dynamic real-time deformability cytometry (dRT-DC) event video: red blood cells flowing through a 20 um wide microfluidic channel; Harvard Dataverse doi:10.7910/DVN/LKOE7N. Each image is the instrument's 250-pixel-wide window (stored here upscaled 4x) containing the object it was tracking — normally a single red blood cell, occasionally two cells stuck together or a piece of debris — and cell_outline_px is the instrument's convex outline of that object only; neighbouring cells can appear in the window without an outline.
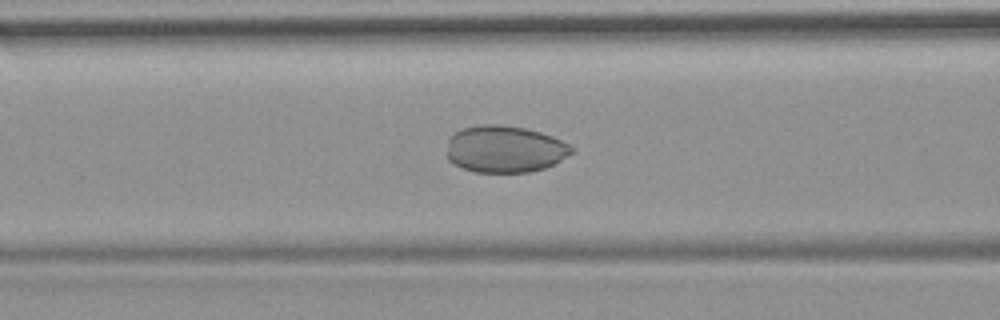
{"species": "common noctule bat (a hibernating species)", "species_latin": "Nyctalus noctula", "temperature_condition": "room temperature", "stored_images_in_passage": 28, "camera_frame_rate_fps": 3000, "um_per_image_px": 0.085, "animal": {"sex": "female", "body_mass_g": 19.9}, "frame": {"image": 1, "passage_image": 19, "time_ms": 6.0, "image_size_px": [1000, 320], "cell_outline_px": [[572, 152], [556, 164], [544, 168], [528, 172], [476, 172], [460, 168], [448, 160], [448, 140], [456, 132], [464, 128], [484, 124], [500, 124], [524, 128], [540, 132], [552, 136], [568, 144], [572, 148]], "centroid_in_image_um": [42.9, 12.68], "position_along_channel_um": 123.7, "area_um2": 33.99}}
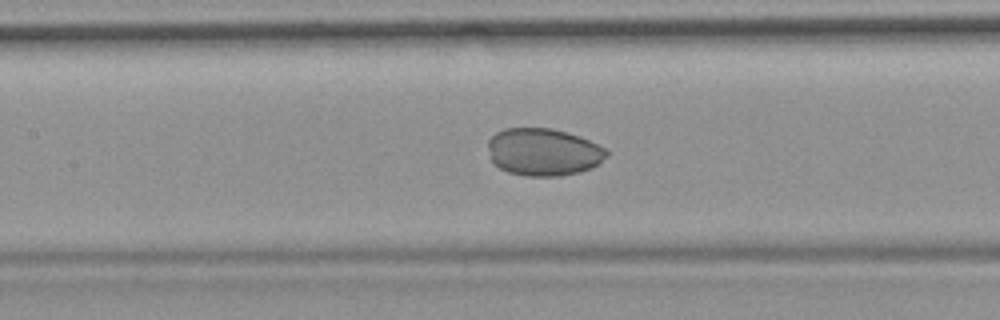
{"frame": {"image": 2, "passage_image": 22, "time_ms": 7.0, "image_size_px": [1000, 320], "cell_outline_px": [[608, 156], [592, 168], [580, 172], [560, 176], [524, 176], [508, 172], [500, 168], [492, 160], [488, 148], [488, 140], [496, 132], [504, 128], [552, 128], [568, 132], [580, 136], [604, 148], [608, 152]], "centroid_in_image_um": [46.19, 12.92], "position_along_channel_um": 161.2, "area_um2": 32.89}}
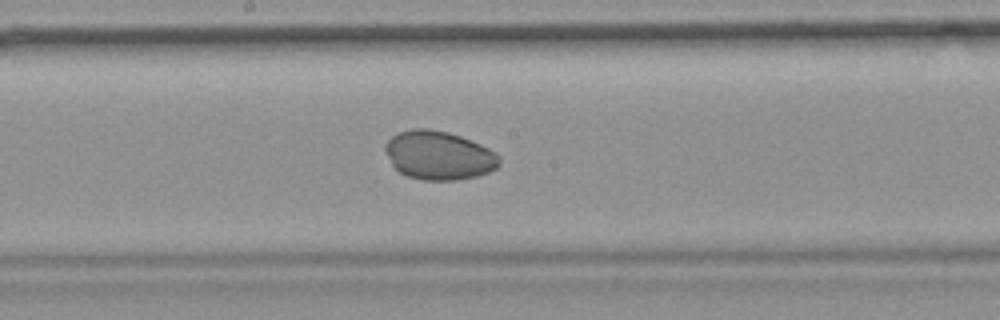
{"frame": {"image": 3, "passage_image": 26, "time_ms": 8.333, "image_size_px": [1000, 320], "cell_outline_px": [[500, 164], [496, 168], [488, 172], [476, 176], [456, 180], [424, 180], [408, 176], [400, 172], [392, 164], [384, 148], [384, 144], [392, 136], [400, 132], [412, 128], [428, 128], [448, 132], [460, 136], [480, 144], [496, 152], [500, 156]], "centroid_in_image_um": [37.31, 13.2], "position_along_channel_um": 210.9, "area_um2": 32.31}}